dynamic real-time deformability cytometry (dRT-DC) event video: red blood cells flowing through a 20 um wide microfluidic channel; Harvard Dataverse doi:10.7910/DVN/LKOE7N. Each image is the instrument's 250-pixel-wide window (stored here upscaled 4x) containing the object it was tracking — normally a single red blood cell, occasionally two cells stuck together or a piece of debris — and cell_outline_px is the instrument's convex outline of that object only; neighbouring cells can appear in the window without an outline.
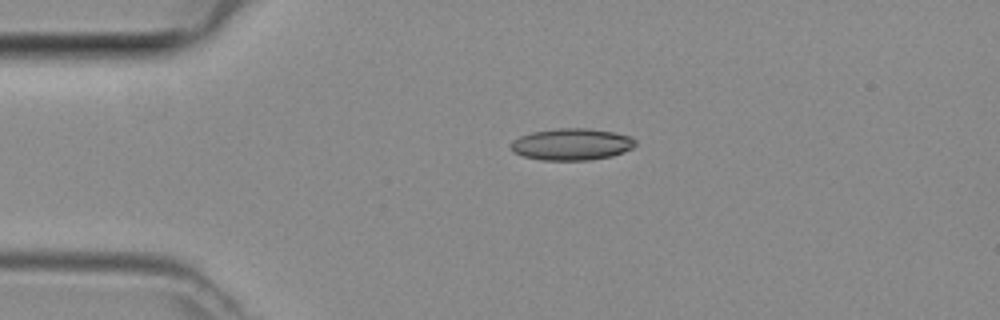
{"species": "common noctule bat (a hibernating species)", "species_latin": "Nyctalus noctula", "temperature_condition": "room temperature", "stored_images_in_passage": 1, "camera_frame_rate_fps": 3000, "um_per_image_px": 0.085, "animal": {"sex": "female", "body_mass_g": 29.2, "forearm_length_mm": 56.3}, "frame": {"image": 1, "passage_image": 1, "time_ms": 0.0, "image_size_px": [1000, 320], "cell_outline_px": [[636, 144], [632, 148], [624, 152], [612, 156], [588, 160], [540, 160], [524, 156], [512, 152], [512, 140], [520, 136], [532, 132], [556, 128], [588, 128], [612, 132], [632, 136], [636, 140]], "centroid_in_image_um": [48.61, 12.26], "position_along_channel_um": 36.4, "area_um2": 23.12}}